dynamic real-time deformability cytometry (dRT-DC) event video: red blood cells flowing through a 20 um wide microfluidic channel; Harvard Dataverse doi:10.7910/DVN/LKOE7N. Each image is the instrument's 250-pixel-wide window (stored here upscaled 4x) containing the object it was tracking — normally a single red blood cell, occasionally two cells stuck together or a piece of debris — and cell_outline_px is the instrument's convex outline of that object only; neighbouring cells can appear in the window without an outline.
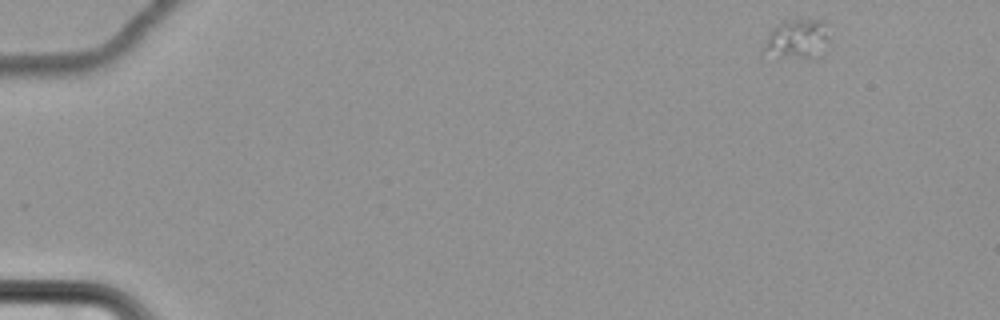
{"species": "common noctule bat (a hibernating species)", "species_latin": "Nyctalus noctula", "temperature_condition": "cold", "stored_images_in_passage": 56, "camera_frame_rate_fps": 3000, "um_per_image_px": 0.085, "animal": {"sex": "female", "body_mass_g": 22.7, "forearm_length_mm": 54.2}, "frame": {"image": 1, "passage_image": 1, "time_ms": 0.0, "image_size_px": [1000, 320], "cell_outline_px": [[828, 40], [812, 60], [776, 60], [764, 48], [768, 36], [772, 28], [784, 20], [824, 20], [828, 36]], "centroid_in_image_um": [67.73, 3.38], "position_along_channel_um": 17.3, "area_um2": 15.26}}
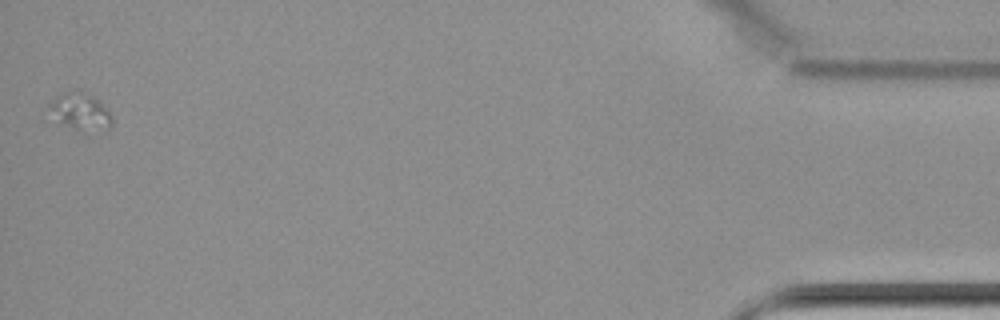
{"frame": {"image": 2, "passage_image": 56, "time_ms": 18.333, "image_size_px": [1000, 320], "cell_outline_px": [[112, 128], [84, 136], [60, 120], [48, 108], [48, 104], [60, 92], [72, 88], [80, 88], [92, 96], [112, 116]], "centroid_in_image_um": [6.86, 9.5], "position_along_channel_um": 428.3, "area_um2": 14.1}}